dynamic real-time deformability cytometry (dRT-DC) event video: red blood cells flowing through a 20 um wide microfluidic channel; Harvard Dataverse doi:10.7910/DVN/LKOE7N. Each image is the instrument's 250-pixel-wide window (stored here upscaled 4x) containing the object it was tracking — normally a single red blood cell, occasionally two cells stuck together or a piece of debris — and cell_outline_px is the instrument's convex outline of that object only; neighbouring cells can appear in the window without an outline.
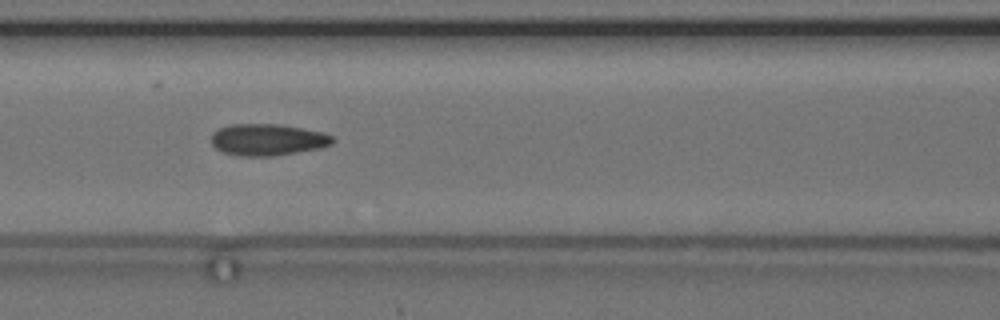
{"species": "common noctule bat (a hibernating species)", "species_latin": "Nyctalus noctula", "temperature_condition": "cold", "stored_images_in_passage": 13, "camera_frame_rate_fps": 3000, "um_per_image_px": 0.085, "animal": {"sex": "female", "body_mass_g": 24.6, "forearm_length_mm": 56.2}, "frame": {"image": 1, "passage_image": 6, "time_ms": 7.0, "image_size_px": [1000, 320], "cell_outline_px": [[336, 140], [332, 144], [320, 148], [272, 156], [240, 156], [224, 152], [216, 148], [212, 144], [212, 136], [220, 128], [232, 124], [280, 124], [324, 132], [332, 136]], "centroid_in_image_um": [22.8, 11.87], "position_along_channel_um": 143.8, "area_um2": 22.25}}
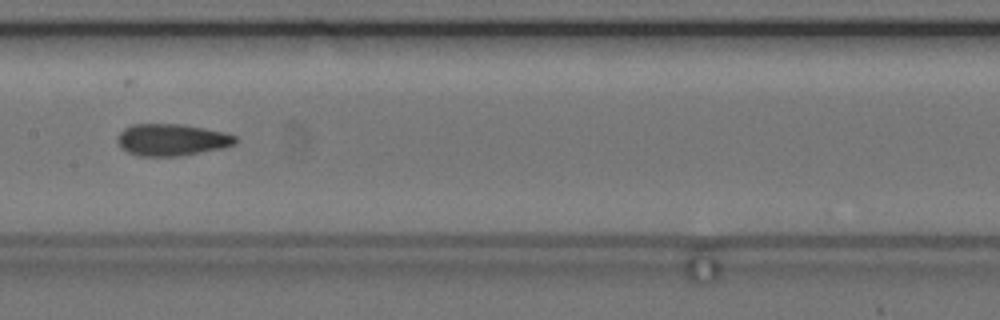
{"frame": {"image": 2, "passage_image": 7, "time_ms": 8.333, "image_size_px": [1000, 320], "cell_outline_px": [[236, 144], [220, 148], [180, 156], [140, 156], [128, 152], [120, 148], [116, 140], [120, 132], [124, 128], [132, 124], [180, 124], [224, 132], [236, 136]], "centroid_in_image_um": [14.55, 11.88], "position_along_channel_um": 192.8, "area_um2": 21.79}, "authors_computed_cell_mechanics": {"area_um2": 21.7906, "velocity_mm_per_s": 3.6681, "shape_relaxation_time_tau1_ms": null, "shape_relaxation_time_tau2_ms": 4.9188, "deformation_change_tau1": null, "deformation_change_tau2": 0.094}}